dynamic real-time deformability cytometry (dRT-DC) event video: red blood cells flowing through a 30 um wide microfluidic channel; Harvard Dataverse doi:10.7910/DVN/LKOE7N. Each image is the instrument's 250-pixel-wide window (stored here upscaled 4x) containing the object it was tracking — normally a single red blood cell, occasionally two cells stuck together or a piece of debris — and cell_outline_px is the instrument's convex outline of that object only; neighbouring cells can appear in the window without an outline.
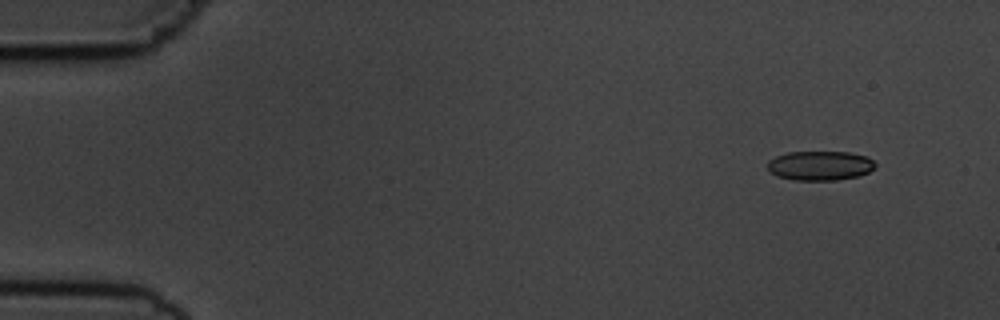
{"species": "common noctule bat (a hibernating species)", "species_latin": "Nyctalus noctula", "temperature_condition": "cold", "stored_images_in_passage": 7, "camera_frame_rate_fps": 3000, "um_per_image_px": 0.085, "animal": {"sex": "male", "body_mass_g": 19.5, "forearm_length_mm": 54.6}, "frame": {"image": 1, "passage_image": 1, "time_ms": 0.0, "image_size_px": [1000, 320], "cell_outline_px": [[876, 168], [860, 176], [836, 180], [796, 180], [776, 176], [768, 168], [768, 160], [776, 156], [788, 152], [848, 152], [868, 156], [876, 164]], "centroid_in_image_um": [69.74, 14.08], "position_along_channel_um": 15.3, "area_um2": 18.55}}
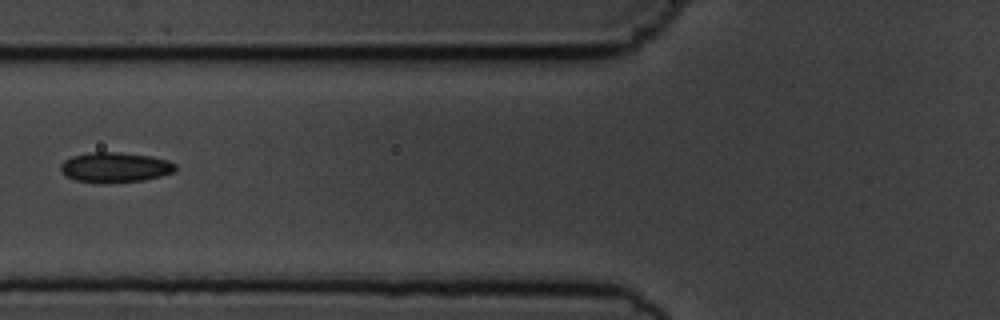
{"frame": {"image": 2, "passage_image": 6, "time_ms": 5.667, "image_size_px": [1000, 320], "cell_outline_px": [[176, 168], [172, 172], [160, 176], [144, 180], [76, 180], [60, 172], [60, 164], [64, 160], [72, 156], [88, 152], [116, 152], [152, 156], [168, 160], [176, 164]], "centroid_in_image_um": [9.79, 14.16], "position_along_channel_um": 116.0, "area_um2": 19.31}}
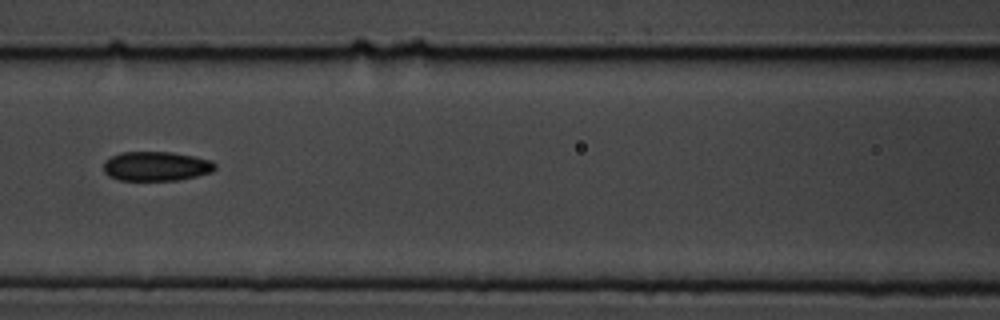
{"frame": {"image": 3, "passage_image": 7, "time_ms": 6.667, "image_size_px": [1000, 320], "cell_outline_px": [[216, 168], [212, 172], [180, 180], [120, 180], [108, 176], [104, 172], [104, 164], [112, 156], [124, 152], [172, 152], [212, 160], [216, 164]], "centroid_in_image_um": [13.31, 14.13], "position_along_channel_um": 153.3, "area_um2": 19.02}}